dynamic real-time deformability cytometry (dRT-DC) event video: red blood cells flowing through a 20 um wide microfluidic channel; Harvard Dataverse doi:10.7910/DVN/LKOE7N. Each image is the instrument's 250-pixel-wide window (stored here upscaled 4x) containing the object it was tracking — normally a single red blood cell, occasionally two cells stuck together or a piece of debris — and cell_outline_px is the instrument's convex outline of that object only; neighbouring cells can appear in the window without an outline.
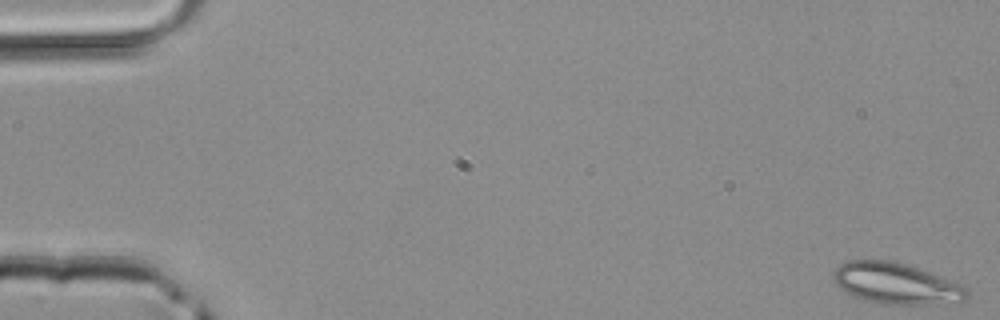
{"species": "common noctule bat (a hibernating species)", "species_latin": "Nyctalus noctula", "temperature_condition": "room temperature", "stored_images_in_passage": 5, "camera_frame_rate_fps": 3000, "um_per_image_px": 0.085, "animal": {"sex": "male", "body_mass_g": 20.4}, "frame": {"image": 1, "passage_image": 1, "time_ms": 0.0, "image_size_px": [1000, 320], "cell_outline_px": [[968, 296], [964, 300], [928, 304], [888, 304], [864, 300], [844, 292], [832, 280], [832, 272], [840, 264], [848, 260], [888, 260], [904, 264], [952, 280], [968, 288]], "centroid_in_image_um": [76.11, 24.09], "position_along_channel_um": 8.9, "area_um2": 31.73}}